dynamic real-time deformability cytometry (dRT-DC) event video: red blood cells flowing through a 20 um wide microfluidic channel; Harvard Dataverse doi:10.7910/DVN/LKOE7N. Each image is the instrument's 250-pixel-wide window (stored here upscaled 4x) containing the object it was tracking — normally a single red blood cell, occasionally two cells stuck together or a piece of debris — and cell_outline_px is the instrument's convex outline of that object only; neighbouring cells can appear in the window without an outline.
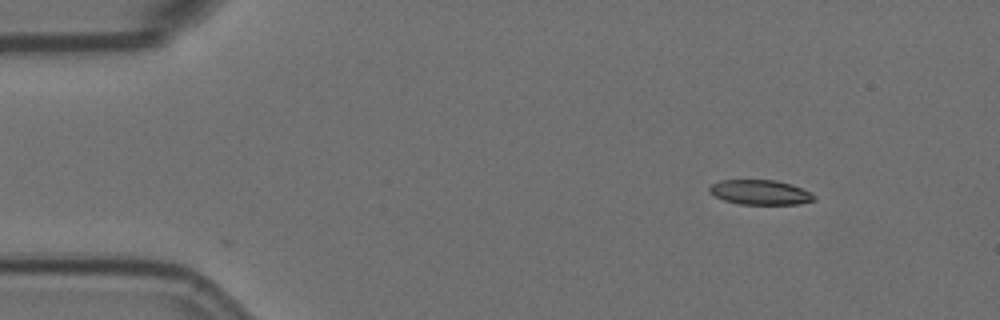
{"species": "Egyptian fruit bat (a non-hibernating species)", "species_latin": "Rousettus aegyptiacus", "temperature_condition": "room temperature", "stored_images_in_passage": 37, "camera_frame_rate_fps": 3000, "um_per_image_px": 0.085, "animal": {"sex": "female"}, "frame": {"image": 1, "passage_image": 1, "time_ms": 0.0, "image_size_px": [1000, 320], "cell_outline_px": [[816, 200], [796, 204], [740, 204], [724, 200], [708, 192], [708, 188], [712, 184], [720, 180], [776, 180], [792, 184], [812, 192], [816, 196]], "centroid_in_image_um": [64.64, 16.34], "position_along_channel_um": 20.4, "area_um2": 15.2}}
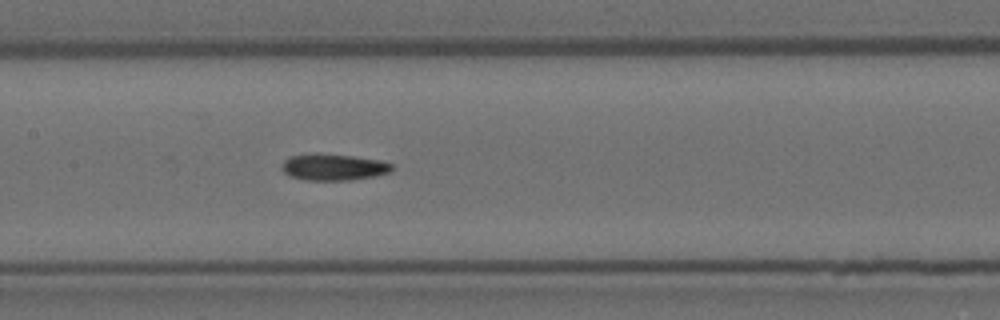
{"frame": {"image": 2, "passage_image": 21, "time_ms": 6.667, "image_size_px": [1000, 320], "cell_outline_px": [[392, 168], [388, 172], [376, 176], [348, 180], [304, 180], [288, 176], [280, 168], [284, 160], [288, 156], [312, 152], [320, 152], [352, 156], [380, 160], [392, 164]], "centroid_in_image_um": [28.26, 14.18], "position_along_channel_um": 179.1, "area_um2": 17.34}}
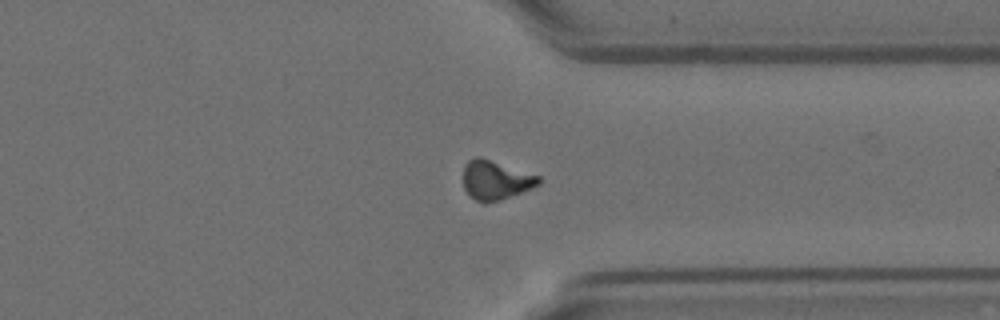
{"frame": {"image": 3, "passage_image": 37, "time_ms": 12.0, "image_size_px": [1000, 320], "cell_outline_px": [[540, 184], [532, 188], [500, 200], [484, 204], [468, 196], [464, 188], [464, 164], [468, 160], [476, 156], [480, 156], [540, 176]], "centroid_in_image_um": [42.1, 15.31], "position_along_channel_um": 369.3, "area_um2": 17.34}, "authors_computed_cell_mechanics": {"area_um2": 16.8776, "velocity_mm_per_s": 3.613, "shape_relaxation_time_tau1_ms": null, "shape_relaxation_time_tau2_ms": 6.9086, "deformation_change_tau1": null, "deformation_change_tau2": 0.1489}}